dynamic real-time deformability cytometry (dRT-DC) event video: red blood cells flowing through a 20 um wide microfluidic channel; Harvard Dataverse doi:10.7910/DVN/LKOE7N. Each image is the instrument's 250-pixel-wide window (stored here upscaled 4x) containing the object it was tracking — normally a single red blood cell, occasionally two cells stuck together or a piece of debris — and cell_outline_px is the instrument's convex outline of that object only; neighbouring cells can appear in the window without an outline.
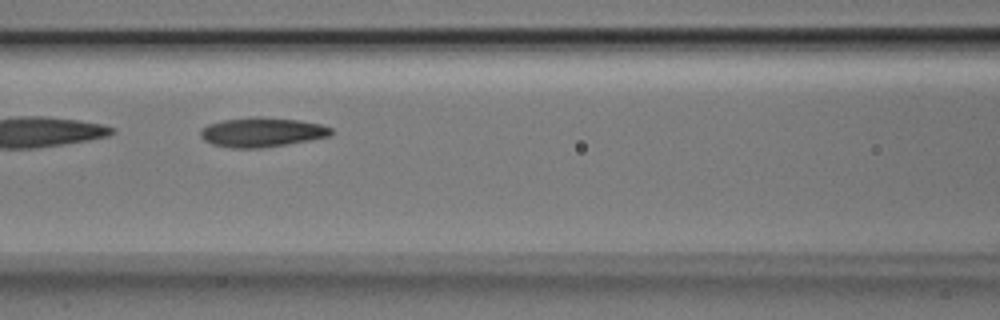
{"species": "Egyptian fruit bat (a non-hibernating species)", "species_latin": "Rousettus aegyptiacus", "temperature_condition": "room temperature", "stored_images_in_passage": 9, "camera_frame_rate_fps": 3000, "um_per_image_px": 0.085, "animal": {"sex": "male"}, "frame": {"image": 1, "passage_image": 8, "time_ms": 2.333, "image_size_px": [1000, 320], "cell_outline_px": [[332, 136], [260, 148], [232, 148], [212, 144], [204, 140], [200, 136], [200, 128], [208, 124], [224, 120], [252, 116], [260, 116], [300, 120], [320, 124], [332, 128]], "centroid_in_image_um": [22.24, 11.22], "position_along_channel_um": 144.4, "area_um2": 22.48}}
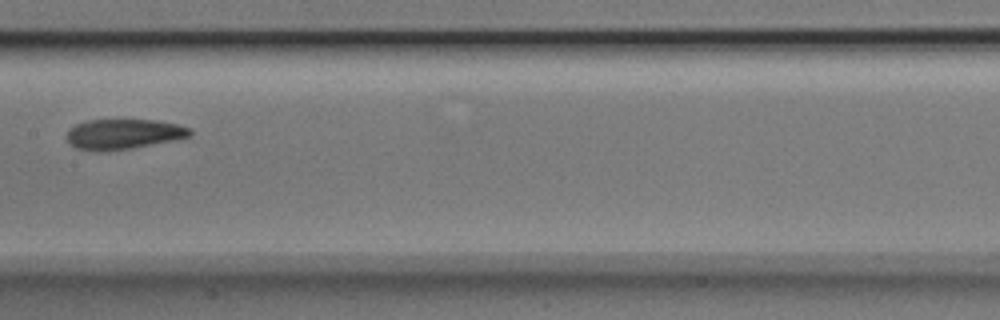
{"frame": {"image": 2, "passage_image": 9, "time_ms": 2.667, "image_size_px": [1000, 320], "cell_outline_px": [[192, 136], [180, 140], [108, 152], [96, 152], [76, 148], [68, 140], [68, 128], [76, 124], [88, 120], [156, 120], [176, 124], [192, 128]], "centroid_in_image_um": [10.55, 11.41], "position_along_channel_um": 196.8, "area_um2": 22.08}}